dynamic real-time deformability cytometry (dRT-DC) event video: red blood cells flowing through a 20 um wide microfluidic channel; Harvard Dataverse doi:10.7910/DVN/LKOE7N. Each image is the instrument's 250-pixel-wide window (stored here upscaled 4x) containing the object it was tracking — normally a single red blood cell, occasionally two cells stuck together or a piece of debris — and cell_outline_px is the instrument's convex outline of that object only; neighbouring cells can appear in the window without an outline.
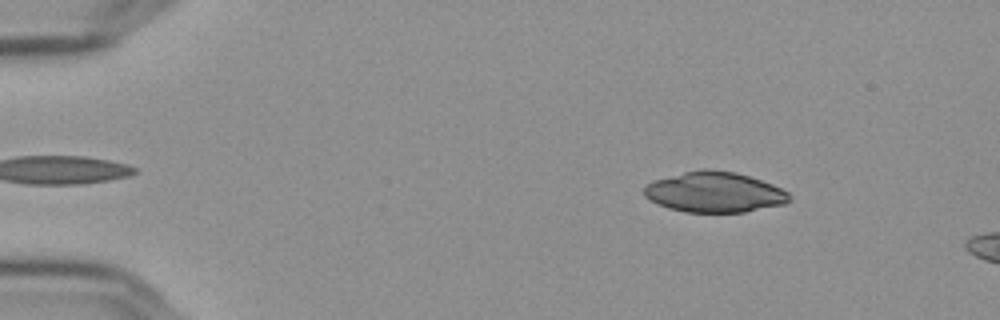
{"species": "Egyptian fruit bat (a non-hibernating species)", "species_latin": "Rousettus aegyptiacus", "temperature_condition": "cold", "stored_images_in_passage": 57, "camera_frame_rate_fps": 3000, "um_per_image_px": 0.085, "frame": {"image": 1, "passage_image": 8, "time_ms": 2.333, "image_size_px": [1000, 320], "cell_outline_px": [[792, 200], [784, 204], [744, 212], [684, 212], [668, 208], [644, 196], [644, 188], [652, 180], [684, 172], [704, 168], [708, 168], [736, 172], [772, 184], [788, 192]], "centroid_in_image_um": [60.73, 16.33], "position_along_channel_um": 24.3, "area_um2": 34.16}}
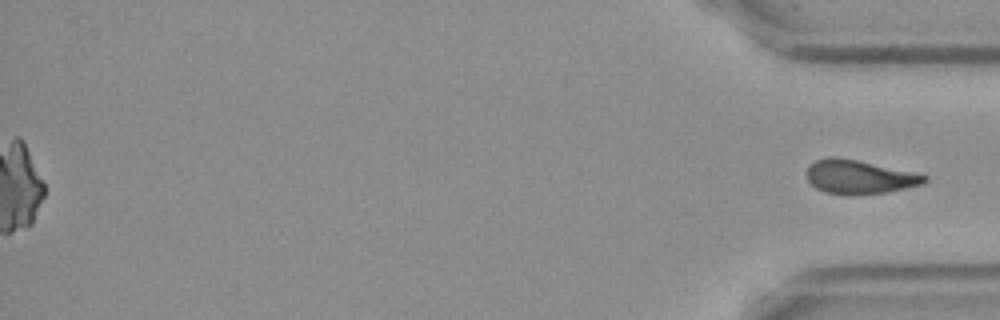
{"frame": {"image": 2, "passage_image": 57, "time_ms": 18.667, "image_size_px": [1000, 320], "cell_outline_px": [[928, 180], [924, 184], [884, 192], [824, 192], [816, 188], [808, 180], [808, 168], [816, 160], [856, 160], [928, 176]], "centroid_in_image_um": [73.1, 15.05], "position_along_channel_um": 362.1, "area_um2": 21.33}}